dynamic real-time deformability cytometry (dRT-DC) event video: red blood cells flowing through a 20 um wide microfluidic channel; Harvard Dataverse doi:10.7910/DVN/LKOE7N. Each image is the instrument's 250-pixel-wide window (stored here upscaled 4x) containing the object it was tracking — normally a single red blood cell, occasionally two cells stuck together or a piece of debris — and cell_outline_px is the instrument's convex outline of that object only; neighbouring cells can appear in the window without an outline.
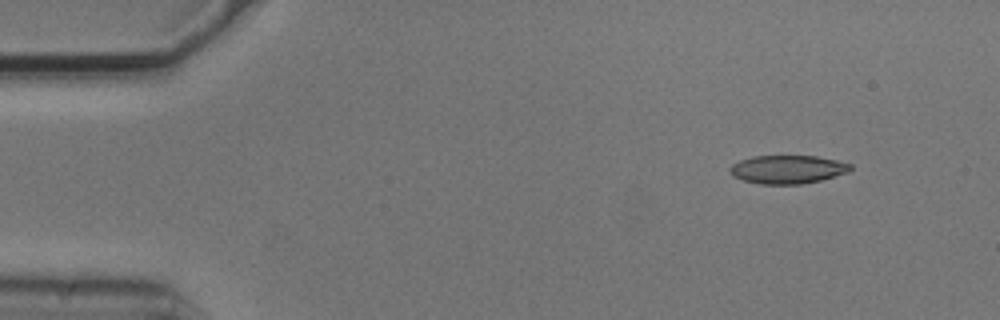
{"species": "common noctule bat (a hibernating species)", "species_latin": "Nyctalus noctula", "temperature_condition": "cold", "stored_images_in_passage": 8, "camera_frame_rate_fps": 3000, "um_per_image_px": 0.085, "animal": {"sex": "male", "body_mass_g": 20.5, "forearm_length_mm": 52.5}, "frame": {"image": 1, "passage_image": 1, "time_ms": 0.0, "image_size_px": [1000, 320], "cell_outline_px": [[852, 168], [848, 172], [820, 180], [800, 184], [760, 184], [744, 180], [732, 176], [728, 172], [728, 168], [732, 164], [740, 160], [752, 156], [816, 156], [836, 160], [852, 164]], "centroid_in_image_um": [66.91, 14.39], "position_along_channel_um": 18.1, "area_um2": 19.94}}